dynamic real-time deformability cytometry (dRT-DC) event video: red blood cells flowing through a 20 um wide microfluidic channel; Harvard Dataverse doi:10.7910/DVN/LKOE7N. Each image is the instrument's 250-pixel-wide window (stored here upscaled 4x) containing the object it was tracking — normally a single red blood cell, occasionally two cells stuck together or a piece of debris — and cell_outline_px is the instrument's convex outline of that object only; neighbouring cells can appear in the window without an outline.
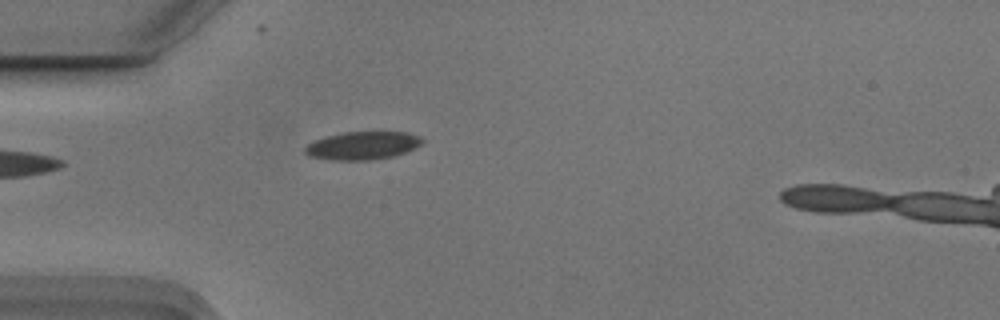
{"species": "Egyptian fruit bat (a non-hibernating species)", "species_latin": "Rousettus aegyptiacus", "temperature_condition": "cold", "stored_images_in_passage": 5, "camera_frame_rate_fps": 3000, "um_per_image_px": 0.085, "animal": {"sex": "male"}, "frame": {"image": 1, "passage_image": 1, "time_ms": 0.0, "image_size_px": [1000, 320], "cell_outline_px": [[424, 140], [420, 144], [404, 152], [392, 156], [368, 160], [332, 160], [308, 156], [304, 152], [304, 148], [312, 140], [344, 132], [408, 132], [420, 136]], "centroid_in_image_um": [30.77, 12.37], "position_along_channel_um": 54.2, "area_um2": 19.02}}
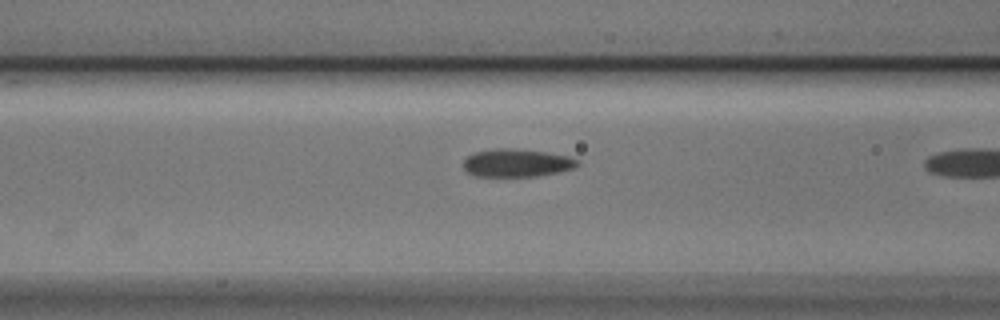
{"frame": {"image": 2, "passage_image": 4, "time_ms": 1.0, "image_size_px": [1000, 320], "cell_outline_px": [[580, 164], [576, 168], [560, 172], [536, 176], [472, 176], [464, 168], [464, 160], [468, 156], [476, 152], [496, 148], [512, 148], [544, 152], [568, 156], [580, 160]], "centroid_in_image_um": [43.96, 13.85], "position_along_channel_um": 122.6, "area_um2": 18.61}}